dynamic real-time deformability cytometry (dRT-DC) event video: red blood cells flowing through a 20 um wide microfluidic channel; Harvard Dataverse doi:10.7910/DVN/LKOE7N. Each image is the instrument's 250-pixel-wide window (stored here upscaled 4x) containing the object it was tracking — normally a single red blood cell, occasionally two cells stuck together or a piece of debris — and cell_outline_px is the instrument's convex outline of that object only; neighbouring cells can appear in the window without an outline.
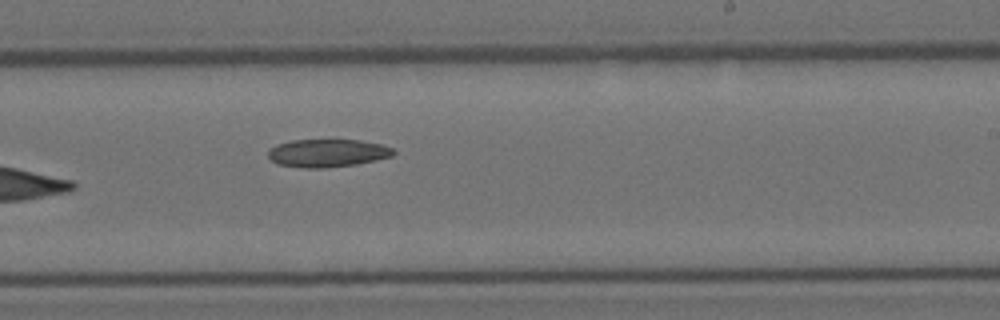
{"species": "Egyptian fruit bat (a non-hibernating species)", "species_latin": "Rousettus aegyptiacus", "temperature_condition": "room temperature", "stored_images_in_passage": 14, "camera_frame_rate_fps": 3000, "um_per_image_px": 0.085, "animal": {"sex": "female"}, "frame": {"image": 1, "passage_image": 14, "time_ms": 4.333, "image_size_px": [1000, 320], "cell_outline_px": [[396, 152], [392, 156], [376, 160], [356, 164], [324, 168], [304, 168], [276, 164], [268, 156], [268, 148], [276, 144], [292, 140], [360, 140], [384, 144], [392, 148]], "centroid_in_image_um": [27.82, 13.01], "position_along_channel_um": 261.2, "area_um2": 20.58}}